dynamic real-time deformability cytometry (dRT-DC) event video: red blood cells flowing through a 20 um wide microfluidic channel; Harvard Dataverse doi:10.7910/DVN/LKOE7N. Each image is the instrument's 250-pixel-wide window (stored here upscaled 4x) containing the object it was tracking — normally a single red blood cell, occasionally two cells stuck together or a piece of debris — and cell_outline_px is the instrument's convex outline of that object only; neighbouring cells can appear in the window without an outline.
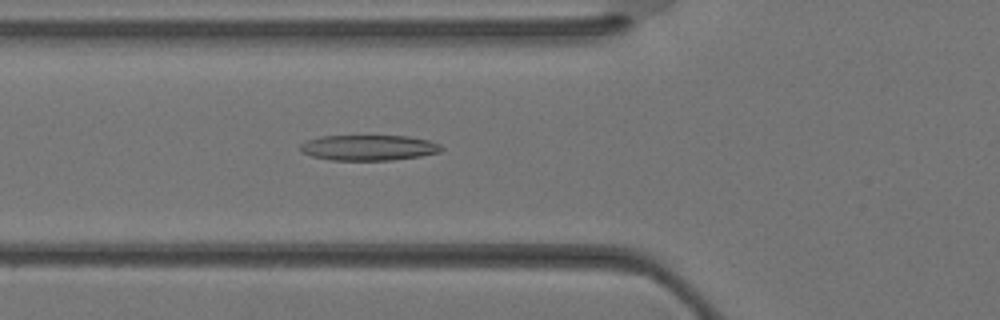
{"species": "Egyptian fruit bat (a non-hibernating species)", "species_latin": "Rousettus aegyptiacus", "temperature_condition": "warm", "stored_images_in_passage": 25, "camera_frame_rate_fps": 3000, "um_per_image_px": 0.085, "animal": {"sex": "female"}, "frame": {"image": 1, "passage_image": 2, "time_ms": 0.333, "image_size_px": [1000, 320], "cell_outline_px": [[444, 148], [440, 152], [420, 156], [392, 160], [332, 160], [312, 156], [304, 152], [300, 148], [300, 144], [308, 140], [320, 136], [408, 136], [428, 140], [440, 144]], "centroid_in_image_um": [31.37, 12.55], "position_along_channel_um": 94.4, "area_um2": 20.87}}
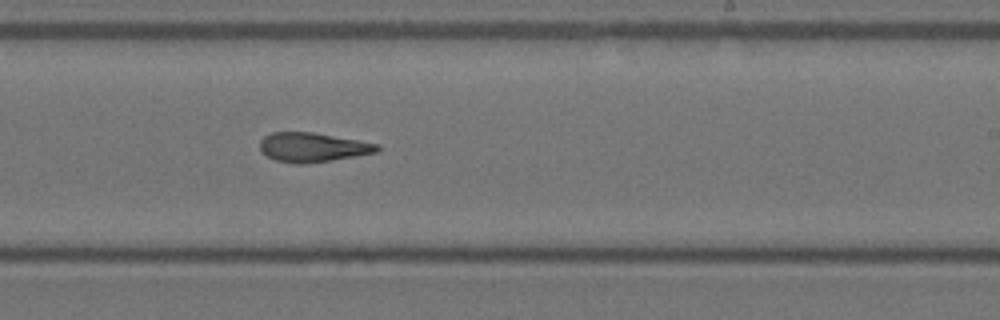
{"frame": {"image": 2, "passage_image": 11, "time_ms": 3.333, "image_size_px": [1000, 320], "cell_outline_px": [[380, 148], [376, 152], [356, 156], [332, 160], [304, 164], [296, 164], [276, 160], [268, 156], [260, 148], [260, 140], [264, 136], [272, 132], [312, 132], [380, 144]], "centroid_in_image_um": [26.58, 12.52], "position_along_channel_um": 262.4, "area_um2": 19.88}}
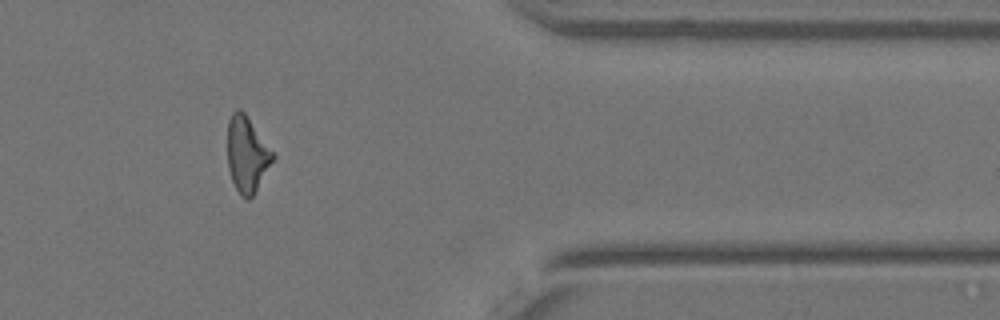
{"frame": {"image": 3, "passage_image": 19, "time_ms": 6.0, "image_size_px": [1000, 320], "cell_outline_px": [[276, 156], [252, 196], [248, 200], [240, 196], [232, 180], [228, 168], [228, 120], [232, 112], [236, 108], [240, 108], [244, 112]], "centroid_in_image_um": [20.98, 13.11], "position_along_channel_um": 390.4, "area_um2": 19.77}}